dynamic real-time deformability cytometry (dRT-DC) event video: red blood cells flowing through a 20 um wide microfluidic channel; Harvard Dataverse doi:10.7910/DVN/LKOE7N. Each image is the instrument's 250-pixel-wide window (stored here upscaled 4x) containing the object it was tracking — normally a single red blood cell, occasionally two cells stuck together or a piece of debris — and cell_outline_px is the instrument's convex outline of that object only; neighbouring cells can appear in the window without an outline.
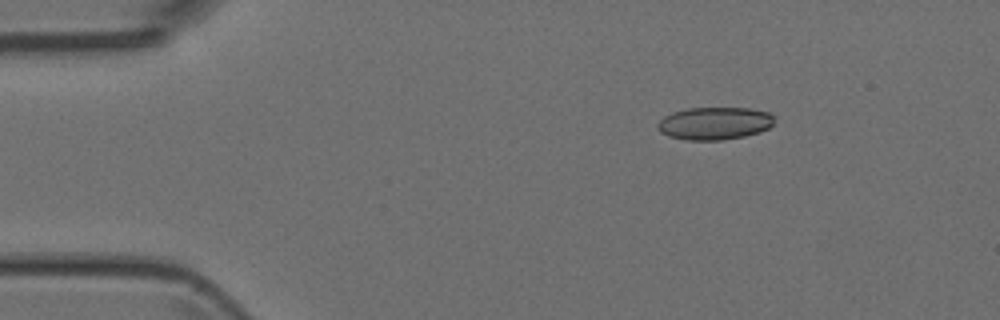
{"species": "Egyptian fruit bat (a non-hibernating species)", "species_latin": "Rousettus aegyptiacus", "temperature_condition": "room temperature", "stored_images_in_passage": 3, "camera_frame_rate_fps": 3000, "um_per_image_px": 0.085, "animal": {"sex": "female"}, "frame": {"image": 1, "passage_image": 3, "time_ms": 2.333, "image_size_px": [1000, 320], "cell_outline_px": [[776, 120], [768, 128], [760, 132], [744, 136], [724, 140], [688, 140], [668, 136], [660, 132], [656, 124], [664, 116], [672, 112], [688, 108], [748, 108], [768, 112]], "centroid_in_image_um": [60.72, 10.48], "position_along_channel_um": 24.3, "area_um2": 22.25}}